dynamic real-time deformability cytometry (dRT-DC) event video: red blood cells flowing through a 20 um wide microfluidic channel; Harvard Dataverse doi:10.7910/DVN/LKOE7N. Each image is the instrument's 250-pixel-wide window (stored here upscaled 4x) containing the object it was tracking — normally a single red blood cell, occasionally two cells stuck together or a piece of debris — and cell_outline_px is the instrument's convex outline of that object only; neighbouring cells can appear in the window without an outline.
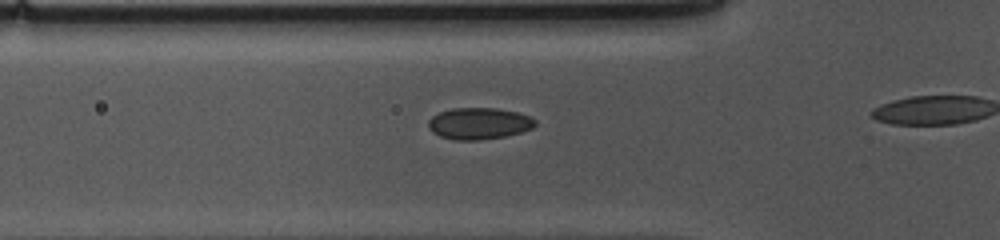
{"species": "common noctule bat (a hibernating species)", "species_latin": "Nyctalus noctula", "temperature_condition": "cold", "stored_images_in_passage": 20, "camera_frame_rate_fps": 3000, "um_per_image_px": 0.085, "animal": {"sex": "female", "body_mass_g": 10.0, "forearm_length_mm": 53.1}, "frame": {"image": 1, "passage_image": 12, "time_ms": 3.667, "image_size_px": [1000, 240], "cell_outline_px": [[536, 124], [532, 128], [508, 136], [480, 140], [456, 140], [440, 136], [432, 132], [428, 128], [428, 120], [432, 116], [440, 112], [452, 108], [496, 108], [516, 112], [528, 116], [536, 120]], "centroid_in_image_um": [40.69, 10.5], "position_along_channel_um": 85.1, "area_um2": 19.71}}
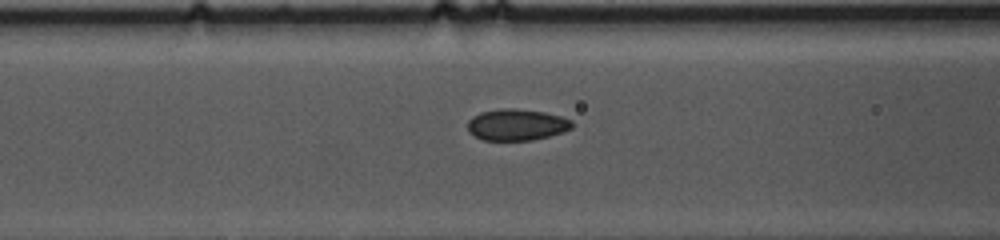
{"frame": {"image": 2, "passage_image": 15, "time_ms": 4.667, "image_size_px": [1000, 240], "cell_outline_px": [[572, 128], [564, 132], [532, 140], [484, 140], [468, 132], [468, 120], [472, 116], [480, 112], [500, 108], [516, 108], [544, 112], [560, 116], [572, 120]], "centroid_in_image_um": [43.91, 10.59], "position_along_channel_um": 122.7, "area_um2": 19.19}}